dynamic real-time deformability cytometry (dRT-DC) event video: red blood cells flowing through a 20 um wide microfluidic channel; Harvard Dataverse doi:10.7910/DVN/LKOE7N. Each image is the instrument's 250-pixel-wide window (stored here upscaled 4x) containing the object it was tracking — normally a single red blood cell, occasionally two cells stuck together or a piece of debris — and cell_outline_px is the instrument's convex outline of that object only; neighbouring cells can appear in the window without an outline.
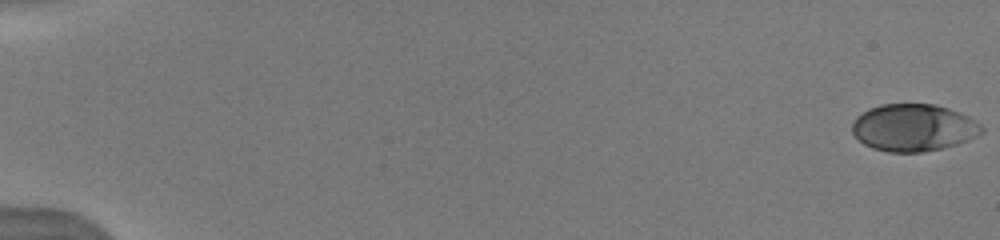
{"species": "human", "species_latin": "Homo sapiens", "temperature_condition": "warm", "stored_images_in_passage": 58, "camera_frame_rate_fps": 3000, "um_per_image_px": 0.085, "donor": {"sex": "male"}, "frame": {"image": 1, "passage_image": 1, "time_ms": 0.0, "image_size_px": [1000, 240], "cell_outline_px": [[984, 132], [980, 136], [944, 148], [924, 152], [888, 152], [872, 148], [864, 144], [852, 132], [852, 124], [856, 116], [868, 108], [880, 104], [936, 104], [948, 108], [968, 116], [980, 124], [984, 128]], "centroid_in_image_um": [77.66, 10.85], "position_along_channel_um": 7.3, "area_um2": 35.89}}
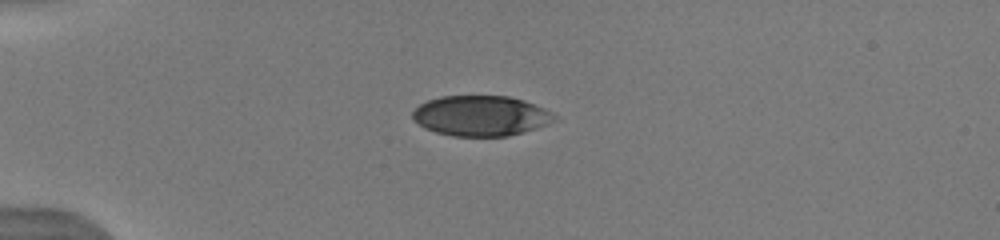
{"frame": {"image": 2, "passage_image": 19, "time_ms": 4.667, "image_size_px": [1000, 240], "cell_outline_px": [[556, 120], [548, 124], [524, 132], [508, 136], [452, 136], [436, 132], [424, 128], [412, 116], [412, 112], [420, 104], [428, 100], [440, 96], [508, 96], [524, 100], [544, 108], [556, 116]], "centroid_in_image_um": [40.88, 9.84], "position_along_channel_um": 44.1, "area_um2": 33.23}}
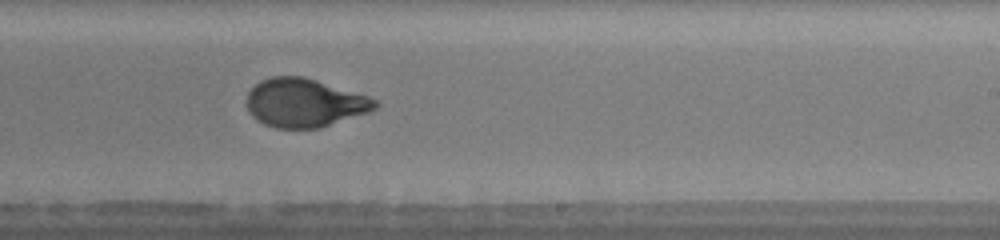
{"frame": {"image": 3, "passage_image": 39, "time_ms": 11.0, "image_size_px": [1000, 240], "cell_outline_px": [[380, 104], [376, 108], [368, 112], [320, 128], [276, 128], [264, 124], [252, 116], [244, 104], [244, 100], [248, 92], [260, 80], [272, 76], [304, 76], [368, 96], [376, 100]], "centroid_in_image_um": [25.84, 8.74], "position_along_channel_um": 263.2, "area_um2": 36.47}, "authors_computed_cell_mechanics": {"area_um2": 36.2984, "velocity_mm_per_s": 4.0497, "shape_relaxation_time_tau1_ms": 3.7303, "shape_relaxation_time_tau2_ms": null, "deformation_change_tau1": 0.2021, "deformation_change_tau2": null}}